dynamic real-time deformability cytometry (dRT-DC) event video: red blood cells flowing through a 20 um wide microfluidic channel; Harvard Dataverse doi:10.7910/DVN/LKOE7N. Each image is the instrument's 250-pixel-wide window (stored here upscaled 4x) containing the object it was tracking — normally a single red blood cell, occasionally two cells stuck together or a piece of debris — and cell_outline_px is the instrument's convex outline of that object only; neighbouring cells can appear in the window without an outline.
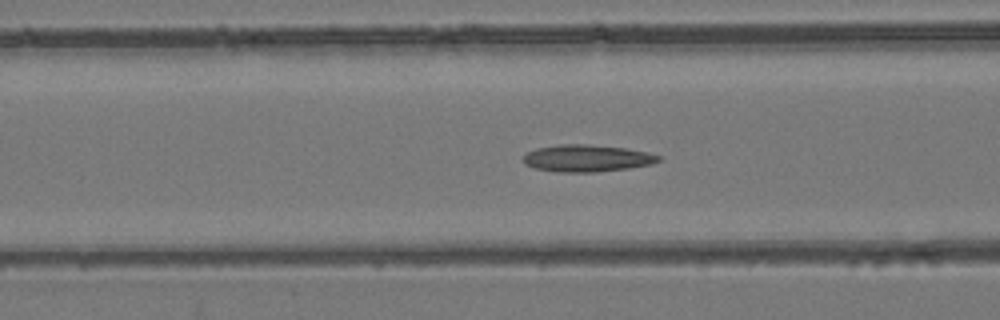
{"species": "common noctule bat (a hibernating species)", "species_latin": "Nyctalus noctula", "temperature_condition": "room temperature", "stored_images_in_passage": 56, "camera_frame_rate_fps": 3000, "um_per_image_px": 0.085, "animal": {"sex": "female", "body_mass_g": 24.6, "forearm_length_mm": 56.2}, "frame": {"image": 1, "passage_image": 23, "time_ms": 7.333, "image_size_px": [1000, 320], "cell_outline_px": [[660, 160], [652, 164], [628, 168], [596, 172], [556, 172], [536, 168], [524, 164], [524, 156], [528, 152], [536, 148], [560, 144], [584, 144], [624, 148], [648, 152], [660, 156]], "centroid_in_image_um": [49.88, 13.45], "position_along_channel_um": 116.7, "area_um2": 21.15}}
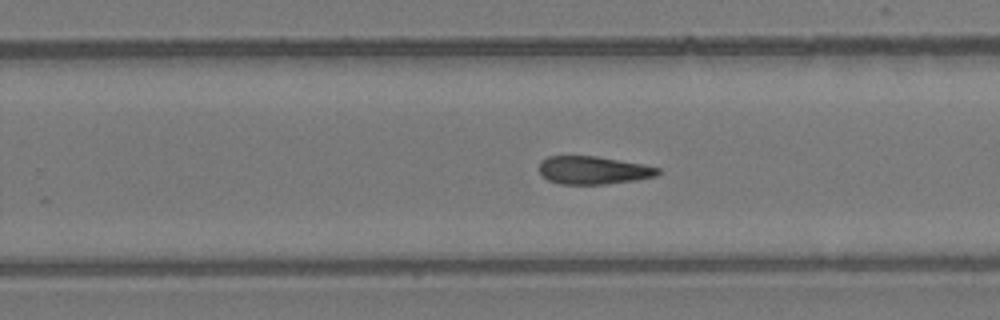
{"frame": {"image": 2, "passage_image": 36, "time_ms": 11.667, "image_size_px": [1000, 320], "cell_outline_px": [[660, 172], [656, 176], [636, 180], [604, 184], [560, 184], [548, 180], [540, 172], [540, 160], [548, 156], [596, 156], [644, 164], [660, 168]], "centroid_in_image_um": [50.44, 14.46], "position_along_channel_um": 279.4, "area_um2": 19.36}}
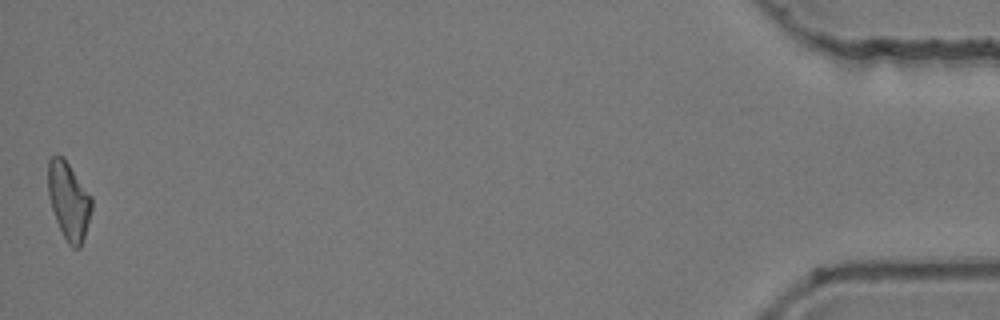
{"frame": {"image": 3, "passage_image": 56, "time_ms": 18.333, "image_size_px": [1000, 320], "cell_outline_px": [[92, 208], [84, 236], [80, 248], [72, 248], [68, 244], [56, 220], [52, 208], [48, 192], [48, 160], [52, 156], [64, 156], [92, 196]], "centroid_in_image_um": [5.85, 17.03], "position_along_channel_um": 429.4, "area_um2": 19.65}}